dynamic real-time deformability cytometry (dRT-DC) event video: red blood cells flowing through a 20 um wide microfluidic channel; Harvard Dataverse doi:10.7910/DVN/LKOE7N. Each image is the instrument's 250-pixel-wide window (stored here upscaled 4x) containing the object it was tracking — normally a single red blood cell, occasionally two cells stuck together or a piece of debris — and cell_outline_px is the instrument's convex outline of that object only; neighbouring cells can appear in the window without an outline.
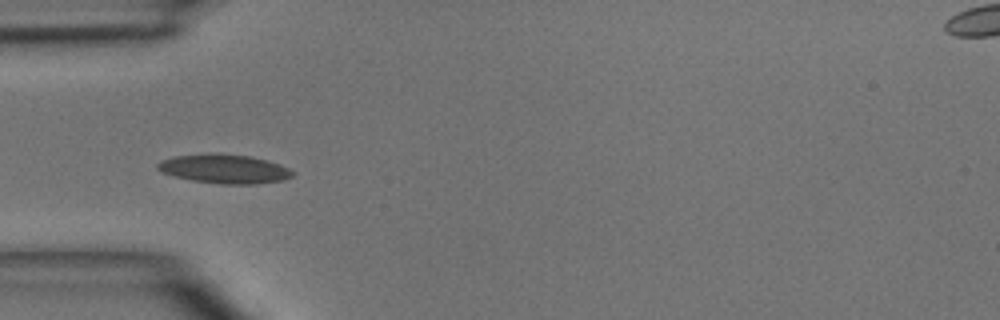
{"species": "common noctule bat (a hibernating species)", "species_latin": "Nyctalus noctula", "temperature_condition": "room temperature", "stored_images_in_passage": 1, "camera_frame_rate_fps": 3000, "um_per_image_px": 0.085, "animal": {"sex": "male", "body_mass_g": 15.6}, "frame": {"image": 1, "passage_image": 1, "time_ms": 0.0, "image_size_px": [1000, 320], "cell_outline_px": [[296, 172], [292, 176], [284, 180], [256, 184], [220, 184], [192, 180], [160, 172], [156, 168], [156, 164], [160, 160], [176, 156], [216, 152], [220, 152], [248, 156], [280, 164]], "centroid_in_image_um": [19.06, 14.35], "position_along_channel_um": 65.9, "area_um2": 23.0}}